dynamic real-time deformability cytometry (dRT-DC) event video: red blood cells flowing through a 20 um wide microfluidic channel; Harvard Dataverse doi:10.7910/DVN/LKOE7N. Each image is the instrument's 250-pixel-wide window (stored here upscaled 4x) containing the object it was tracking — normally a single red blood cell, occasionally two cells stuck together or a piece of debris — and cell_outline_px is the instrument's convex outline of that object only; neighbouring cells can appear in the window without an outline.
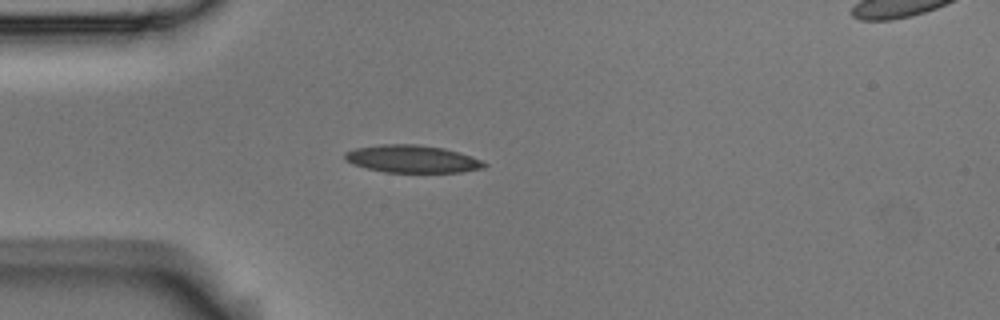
{"species": "Egyptian fruit bat (a non-hibernating species)", "species_latin": "Rousettus aegyptiacus", "temperature_condition": "room temperature", "stored_images_in_passage": 1, "camera_frame_rate_fps": 3000, "um_per_image_px": 0.085, "animal": {"sex": "male"}, "frame": {"image": 1, "passage_image": 1, "time_ms": 0.0, "image_size_px": [1000, 320], "cell_outline_px": [[488, 164], [484, 168], [460, 172], [384, 172], [352, 164], [344, 160], [344, 152], [356, 148], [380, 144], [416, 144], [444, 148], [460, 152], [472, 156]], "centroid_in_image_um": [35.03, 13.5], "position_along_channel_um": 50.0, "area_um2": 22.43}}